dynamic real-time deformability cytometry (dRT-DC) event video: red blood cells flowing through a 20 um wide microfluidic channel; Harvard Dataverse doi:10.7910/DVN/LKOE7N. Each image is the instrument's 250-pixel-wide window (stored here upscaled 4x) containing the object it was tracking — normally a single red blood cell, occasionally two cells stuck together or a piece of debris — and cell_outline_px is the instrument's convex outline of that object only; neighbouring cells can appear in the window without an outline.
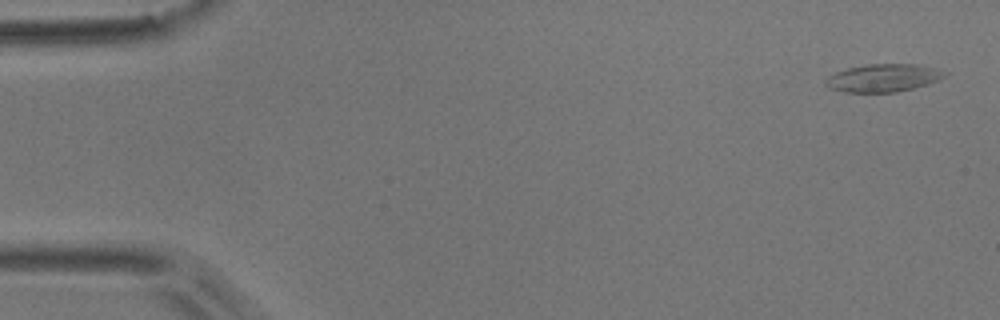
{"species": "common noctule bat (a hibernating species)", "species_latin": "Nyctalus noctula", "temperature_condition": "room temperature", "stored_images_in_passage": 5, "camera_frame_rate_fps": 3000, "um_per_image_px": 0.085, "animal": {"sex": "male", "body_mass_g": 17.9}, "frame": {"image": 1, "passage_image": 1, "time_ms": 0.0, "image_size_px": [1000, 320], "cell_outline_px": [[948, 72], [944, 76], [928, 84], [896, 92], [844, 92], [828, 88], [824, 84], [824, 80], [828, 76], [836, 72], [848, 68], [868, 64], [916, 64]], "centroid_in_image_um": [75.01, 6.63], "position_along_channel_um": 10.0, "area_um2": 19.13}}
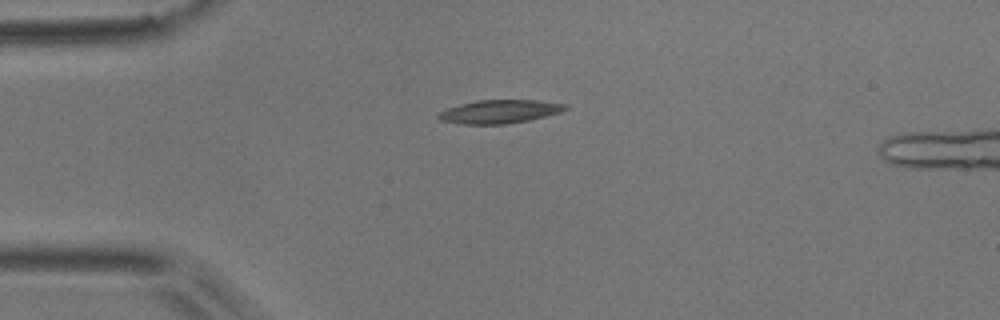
{"frame": {"image": 2, "passage_image": 4, "time_ms": 1.0, "image_size_px": [1000, 320], "cell_outline_px": [[568, 108], [560, 112], [528, 120], [504, 124], [464, 124], [440, 120], [436, 116], [440, 112], [448, 108], [460, 104], [476, 100], [536, 100], [568, 104]], "centroid_in_image_um": [42.46, 9.47], "position_along_channel_um": 42.5, "area_um2": 17.17}}